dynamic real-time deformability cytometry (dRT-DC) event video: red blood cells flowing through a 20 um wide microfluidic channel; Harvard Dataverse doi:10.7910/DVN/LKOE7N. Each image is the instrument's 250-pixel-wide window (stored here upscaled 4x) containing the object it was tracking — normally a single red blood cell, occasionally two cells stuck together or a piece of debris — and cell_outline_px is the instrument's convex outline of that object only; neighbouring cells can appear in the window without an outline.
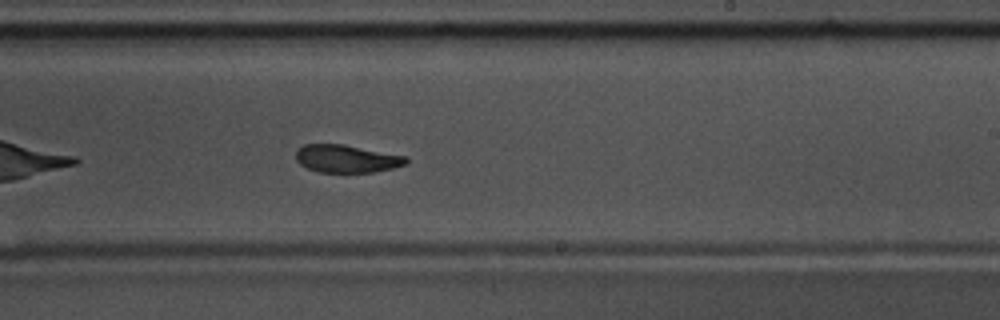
{"species": "common noctule bat (a hibernating species)", "species_latin": "Nyctalus noctula", "temperature_condition": "warm", "stored_images_in_passage": 40, "camera_frame_rate_fps": 3000, "um_per_image_px": 0.085, "animal": {"sex": "male", "body_mass_g": 17.5, "forearm_length_mm": 52.3}, "frame": {"image": 1, "passage_image": 18, "time_ms": 5.667, "image_size_px": [1000, 320], "cell_outline_px": [[408, 164], [392, 168], [372, 172], [320, 172], [308, 168], [300, 164], [296, 160], [296, 152], [304, 144], [344, 144], [408, 156]], "centroid_in_image_um": [29.5, 13.48], "position_along_channel_um": 259.5, "area_um2": 17.86}, "authors_computed_cell_mechanics": {"area_um2": 18.9584, "velocity_mm_per_s": 3.6558, "shape_relaxation_time_tau1_ms": 2.861, "shape_relaxation_time_tau2_ms": 2.0692, "deformation_change_tau1": 0.1365, "deformation_change_tau2": 0.0547}}